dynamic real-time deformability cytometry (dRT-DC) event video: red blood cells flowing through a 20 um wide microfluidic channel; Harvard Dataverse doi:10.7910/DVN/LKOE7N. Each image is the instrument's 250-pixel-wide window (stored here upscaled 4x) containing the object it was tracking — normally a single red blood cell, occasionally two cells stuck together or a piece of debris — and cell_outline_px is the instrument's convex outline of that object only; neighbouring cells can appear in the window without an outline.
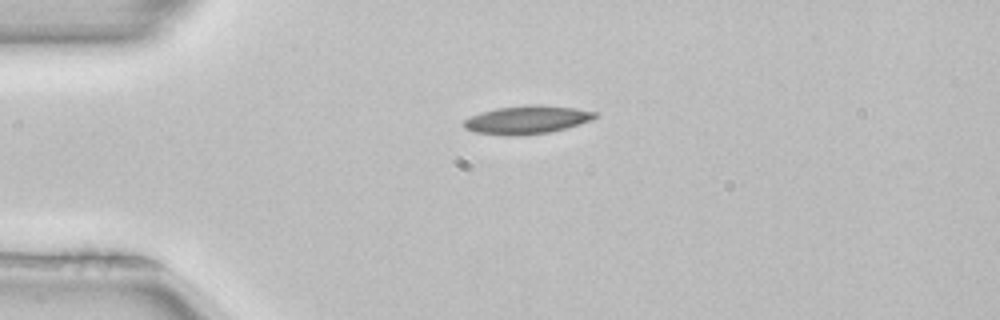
{"species": "common noctule bat (a hibernating species)", "species_latin": "Nyctalus noctula", "temperature_condition": "room temperature", "stored_images_in_passage": 4, "camera_frame_rate_fps": 3000, "um_per_image_px": 0.085, "animal": {"sex": "female", "body_mass_g": 22.7, "forearm_length_mm": 54.2}, "frame": {"image": 1, "passage_image": 4, "time_ms": 1.0, "image_size_px": [1000, 320], "cell_outline_px": [[596, 116], [592, 120], [580, 124], [548, 132], [508, 136], [504, 136], [476, 132], [464, 128], [464, 120], [480, 112], [496, 108], [532, 104], [536, 104], [572, 108], [596, 112]], "centroid_in_image_um": [44.76, 10.18], "position_along_channel_um": 40.2, "area_um2": 21.27}}